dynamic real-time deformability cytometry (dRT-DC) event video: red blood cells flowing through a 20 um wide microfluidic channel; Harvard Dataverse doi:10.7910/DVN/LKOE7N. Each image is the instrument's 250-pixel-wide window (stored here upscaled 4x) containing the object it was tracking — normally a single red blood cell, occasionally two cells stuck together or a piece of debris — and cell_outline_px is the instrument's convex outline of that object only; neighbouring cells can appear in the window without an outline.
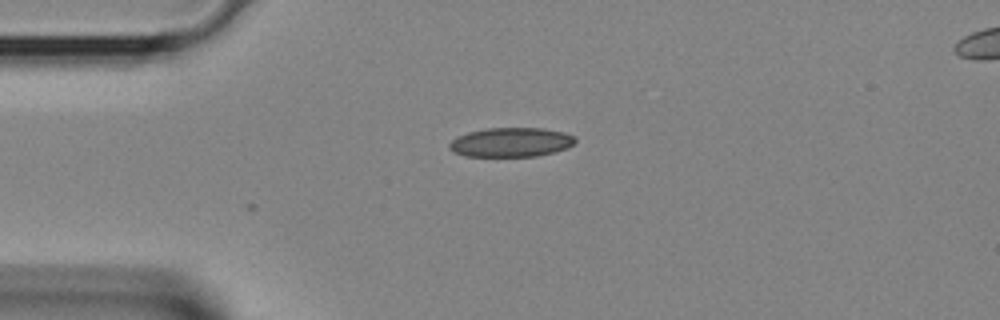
{"species": "Egyptian fruit bat (a non-hibernating species)", "species_latin": "Rousettus aegyptiacus", "temperature_condition": "room temperature", "stored_images_in_passage": 18, "camera_frame_rate_fps": 3000, "um_per_image_px": 0.085, "animal": {"sex": "female"}, "frame": {"image": 1, "passage_image": 1, "time_ms": 0.0, "image_size_px": [1000, 320], "cell_outline_px": [[576, 140], [568, 148], [536, 156], [464, 156], [452, 152], [448, 148], [448, 144], [456, 136], [468, 132], [484, 128], [544, 128], [564, 132], [572, 136]], "centroid_in_image_um": [43.38, 12.09], "position_along_channel_um": 41.6, "area_um2": 21.56}}
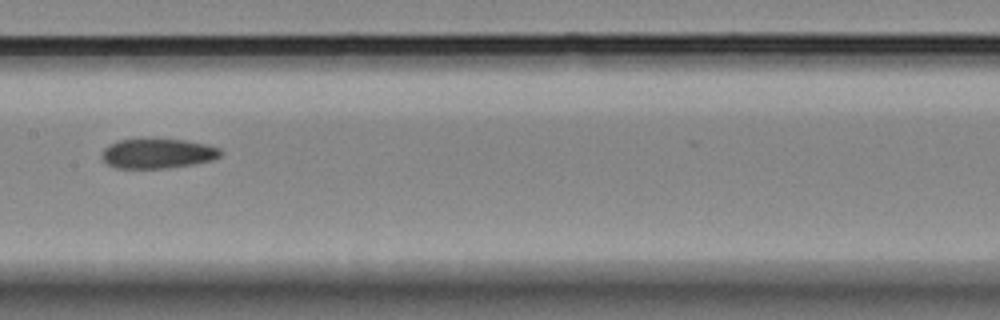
{"frame": {"image": 2, "passage_image": 11, "time_ms": 3.333, "image_size_px": [1000, 320], "cell_outline_px": [[224, 152], [220, 156], [212, 160], [192, 164], [164, 168], [116, 168], [108, 164], [100, 156], [104, 148], [120, 140], [184, 140], [208, 144], [220, 148]], "centroid_in_image_um": [13.44, 13.06], "position_along_channel_um": 194.0, "area_um2": 20.29}}
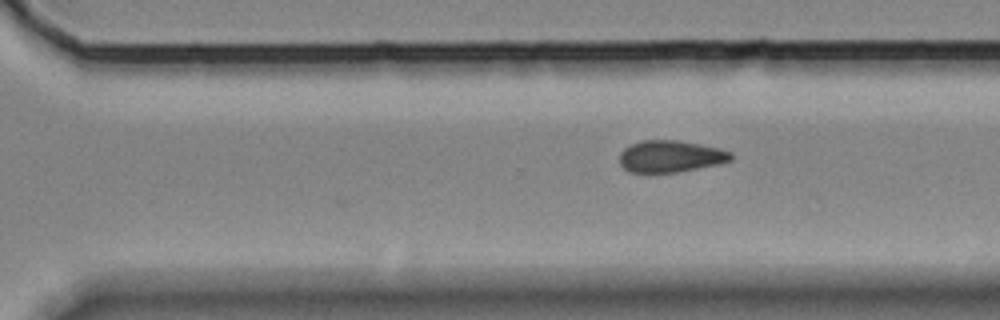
{"frame": {"image": 3, "passage_image": 18, "time_ms": 5.667, "image_size_px": [1000, 320], "cell_outline_px": [[732, 160], [720, 164], [676, 172], [628, 172], [620, 164], [620, 152], [624, 148], [640, 140], [680, 140], [720, 148], [732, 152]], "centroid_in_image_um": [57.01, 13.28], "position_along_channel_um": 313.6, "area_um2": 20.75}}